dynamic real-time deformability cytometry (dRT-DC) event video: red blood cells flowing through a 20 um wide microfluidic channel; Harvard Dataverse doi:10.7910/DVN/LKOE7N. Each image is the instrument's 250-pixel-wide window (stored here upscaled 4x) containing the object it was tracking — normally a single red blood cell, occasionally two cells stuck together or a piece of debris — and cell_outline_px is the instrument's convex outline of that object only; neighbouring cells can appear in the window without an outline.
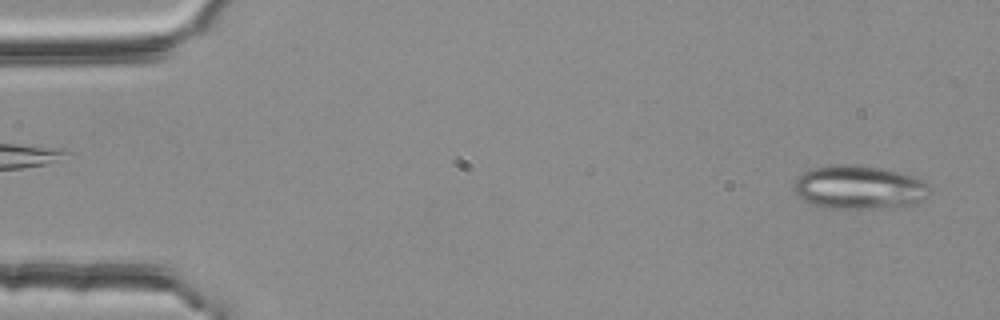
{"species": "common noctule bat (a hibernating species)", "species_latin": "Nyctalus noctula", "temperature_condition": "room temperature", "stored_images_in_passage": 53, "camera_frame_rate_fps": 3000, "um_per_image_px": 0.085, "animal": {"sex": "female", "body_mass_g": 25.1}, "frame": {"image": 1, "passage_image": 2, "time_ms": 0.333, "image_size_px": [1000, 320], "cell_outline_px": [[924, 196], [920, 200], [912, 204], [872, 208], [824, 208], [812, 204], [804, 200], [796, 192], [796, 180], [804, 172], [812, 168], [836, 164], [880, 168], [912, 176], [920, 180], [924, 184]], "centroid_in_image_um": [72.92, 15.93], "position_along_channel_um": 12.1, "area_um2": 33.06}}
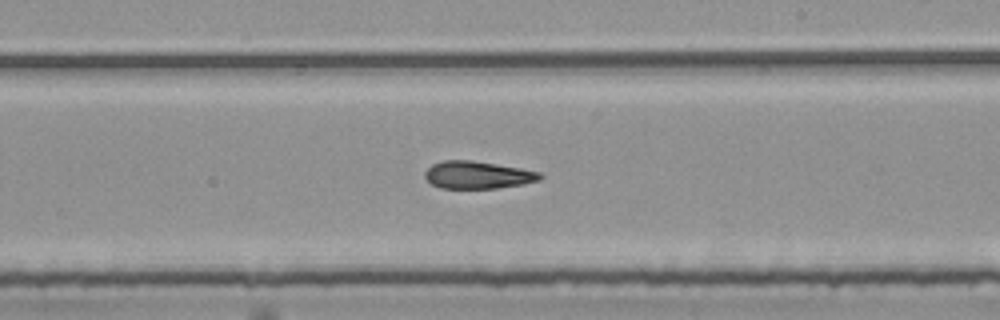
{"frame": {"image": 2, "passage_image": 31, "time_ms": 10.0, "image_size_px": [1000, 320], "cell_outline_px": [[544, 176], [540, 180], [524, 184], [496, 188], [440, 188], [432, 184], [424, 176], [424, 172], [432, 164], [444, 160], [472, 160], [520, 168], [540, 172]], "centroid_in_image_um": [40.61, 14.87], "position_along_channel_um": 248.4, "area_um2": 18.44}}
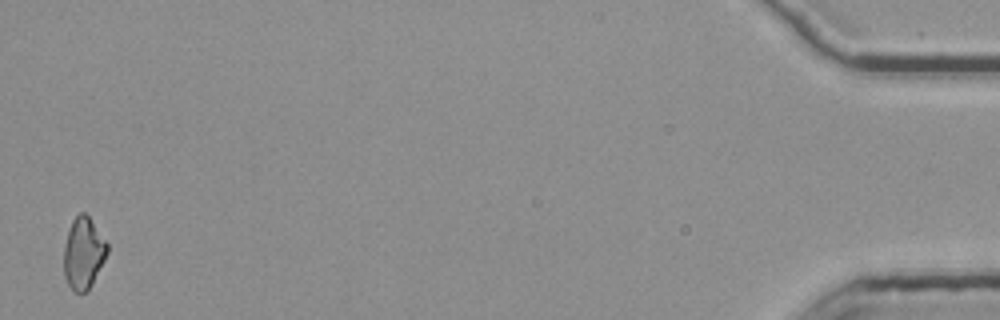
{"frame": {"image": 3, "passage_image": 53, "time_ms": 17.333, "image_size_px": [1000, 320], "cell_outline_px": [[108, 252], [104, 260], [88, 288], [84, 292], [72, 292], [64, 276], [64, 244], [72, 220], [80, 212], [84, 212], [88, 216], [108, 244]], "centroid_in_image_um": [7.07, 21.51], "position_along_channel_um": 428.1, "area_um2": 17.74}, "authors_computed_cell_mechanics": {"area_um2": 18.7272, "velocity_mm_per_s": 3.7689, "shape_relaxation_time_tau1_ms": null, "shape_relaxation_time_tau2_ms": 6.73, "deformation_change_tau1": null, "deformation_change_tau2": 0.1758}}